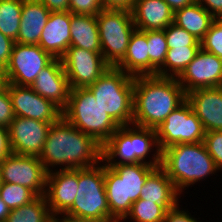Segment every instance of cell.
Wrapping results in <instances>:
<instances>
[{
    "label": "cell",
    "instance_id": "3957f363",
    "mask_svg": "<svg viewBox=\"0 0 222 222\" xmlns=\"http://www.w3.org/2000/svg\"><path fill=\"white\" fill-rule=\"evenodd\" d=\"M152 150H156L152 154V160H145L153 152ZM103 163L105 165L144 163L160 167L161 150L158 145L156 129L139 127L133 124L132 126L119 127L103 144Z\"/></svg>",
    "mask_w": 222,
    "mask_h": 222
},
{
    "label": "cell",
    "instance_id": "6da1fadb",
    "mask_svg": "<svg viewBox=\"0 0 222 222\" xmlns=\"http://www.w3.org/2000/svg\"><path fill=\"white\" fill-rule=\"evenodd\" d=\"M102 148L94 137L61 116L50 126L39 158L47 172L59 165L63 170L87 168L102 162Z\"/></svg>",
    "mask_w": 222,
    "mask_h": 222
},
{
    "label": "cell",
    "instance_id": "60d3db41",
    "mask_svg": "<svg viewBox=\"0 0 222 222\" xmlns=\"http://www.w3.org/2000/svg\"><path fill=\"white\" fill-rule=\"evenodd\" d=\"M104 9L128 10L131 11L135 0H100Z\"/></svg>",
    "mask_w": 222,
    "mask_h": 222
},
{
    "label": "cell",
    "instance_id": "d590c367",
    "mask_svg": "<svg viewBox=\"0 0 222 222\" xmlns=\"http://www.w3.org/2000/svg\"><path fill=\"white\" fill-rule=\"evenodd\" d=\"M15 115L12 100L7 89V83L0 84V125L9 127Z\"/></svg>",
    "mask_w": 222,
    "mask_h": 222
},
{
    "label": "cell",
    "instance_id": "5b68a950",
    "mask_svg": "<svg viewBox=\"0 0 222 222\" xmlns=\"http://www.w3.org/2000/svg\"><path fill=\"white\" fill-rule=\"evenodd\" d=\"M177 191L200 182L218 171L204 142L174 144L161 151V166Z\"/></svg>",
    "mask_w": 222,
    "mask_h": 222
},
{
    "label": "cell",
    "instance_id": "f1b7e54d",
    "mask_svg": "<svg viewBox=\"0 0 222 222\" xmlns=\"http://www.w3.org/2000/svg\"><path fill=\"white\" fill-rule=\"evenodd\" d=\"M23 0H0V32L17 40Z\"/></svg>",
    "mask_w": 222,
    "mask_h": 222
},
{
    "label": "cell",
    "instance_id": "7dc6e473",
    "mask_svg": "<svg viewBox=\"0 0 222 222\" xmlns=\"http://www.w3.org/2000/svg\"><path fill=\"white\" fill-rule=\"evenodd\" d=\"M4 83L3 70L0 68V84Z\"/></svg>",
    "mask_w": 222,
    "mask_h": 222
},
{
    "label": "cell",
    "instance_id": "603a6c76",
    "mask_svg": "<svg viewBox=\"0 0 222 222\" xmlns=\"http://www.w3.org/2000/svg\"><path fill=\"white\" fill-rule=\"evenodd\" d=\"M180 193L166 172L157 167L142 187L140 198L156 203L166 213L179 204Z\"/></svg>",
    "mask_w": 222,
    "mask_h": 222
},
{
    "label": "cell",
    "instance_id": "bcb514c9",
    "mask_svg": "<svg viewBox=\"0 0 222 222\" xmlns=\"http://www.w3.org/2000/svg\"><path fill=\"white\" fill-rule=\"evenodd\" d=\"M9 214H10V209L5 204V202L0 198V222H5Z\"/></svg>",
    "mask_w": 222,
    "mask_h": 222
},
{
    "label": "cell",
    "instance_id": "836d02e7",
    "mask_svg": "<svg viewBox=\"0 0 222 222\" xmlns=\"http://www.w3.org/2000/svg\"><path fill=\"white\" fill-rule=\"evenodd\" d=\"M200 42L204 51L222 59V25L216 19Z\"/></svg>",
    "mask_w": 222,
    "mask_h": 222
},
{
    "label": "cell",
    "instance_id": "f546056e",
    "mask_svg": "<svg viewBox=\"0 0 222 222\" xmlns=\"http://www.w3.org/2000/svg\"><path fill=\"white\" fill-rule=\"evenodd\" d=\"M37 197L38 196L27 187L5 182H1L0 184V198L10 210L31 203Z\"/></svg>",
    "mask_w": 222,
    "mask_h": 222
},
{
    "label": "cell",
    "instance_id": "ac0fdd59",
    "mask_svg": "<svg viewBox=\"0 0 222 222\" xmlns=\"http://www.w3.org/2000/svg\"><path fill=\"white\" fill-rule=\"evenodd\" d=\"M30 87L63 111L68 103L70 86L62 60L55 58L43 68Z\"/></svg>",
    "mask_w": 222,
    "mask_h": 222
},
{
    "label": "cell",
    "instance_id": "cb8c5ba5",
    "mask_svg": "<svg viewBox=\"0 0 222 222\" xmlns=\"http://www.w3.org/2000/svg\"><path fill=\"white\" fill-rule=\"evenodd\" d=\"M50 11L39 0H23L16 43L38 45Z\"/></svg>",
    "mask_w": 222,
    "mask_h": 222
},
{
    "label": "cell",
    "instance_id": "30bf717a",
    "mask_svg": "<svg viewBox=\"0 0 222 222\" xmlns=\"http://www.w3.org/2000/svg\"><path fill=\"white\" fill-rule=\"evenodd\" d=\"M205 129L189 102L185 100L156 129L160 150L174 144L204 142Z\"/></svg>",
    "mask_w": 222,
    "mask_h": 222
},
{
    "label": "cell",
    "instance_id": "c3c4849f",
    "mask_svg": "<svg viewBox=\"0 0 222 222\" xmlns=\"http://www.w3.org/2000/svg\"><path fill=\"white\" fill-rule=\"evenodd\" d=\"M48 222H60L55 216H52V218Z\"/></svg>",
    "mask_w": 222,
    "mask_h": 222
},
{
    "label": "cell",
    "instance_id": "1f68e13d",
    "mask_svg": "<svg viewBox=\"0 0 222 222\" xmlns=\"http://www.w3.org/2000/svg\"><path fill=\"white\" fill-rule=\"evenodd\" d=\"M147 43L149 60L159 69L164 64L168 51L164 30L147 31Z\"/></svg>",
    "mask_w": 222,
    "mask_h": 222
},
{
    "label": "cell",
    "instance_id": "b9f144b4",
    "mask_svg": "<svg viewBox=\"0 0 222 222\" xmlns=\"http://www.w3.org/2000/svg\"><path fill=\"white\" fill-rule=\"evenodd\" d=\"M215 19L222 14V0H196Z\"/></svg>",
    "mask_w": 222,
    "mask_h": 222
},
{
    "label": "cell",
    "instance_id": "9a60e30c",
    "mask_svg": "<svg viewBox=\"0 0 222 222\" xmlns=\"http://www.w3.org/2000/svg\"><path fill=\"white\" fill-rule=\"evenodd\" d=\"M15 116L54 123L62 111L51 101L37 94L30 86L7 83Z\"/></svg>",
    "mask_w": 222,
    "mask_h": 222
},
{
    "label": "cell",
    "instance_id": "8fae6325",
    "mask_svg": "<svg viewBox=\"0 0 222 222\" xmlns=\"http://www.w3.org/2000/svg\"><path fill=\"white\" fill-rule=\"evenodd\" d=\"M55 58L39 45L14 43L10 61L3 71L4 82L31 86L40 71Z\"/></svg>",
    "mask_w": 222,
    "mask_h": 222
},
{
    "label": "cell",
    "instance_id": "e575fe53",
    "mask_svg": "<svg viewBox=\"0 0 222 222\" xmlns=\"http://www.w3.org/2000/svg\"><path fill=\"white\" fill-rule=\"evenodd\" d=\"M204 144L218 170H222V131L205 133Z\"/></svg>",
    "mask_w": 222,
    "mask_h": 222
},
{
    "label": "cell",
    "instance_id": "277c9868",
    "mask_svg": "<svg viewBox=\"0 0 222 222\" xmlns=\"http://www.w3.org/2000/svg\"><path fill=\"white\" fill-rule=\"evenodd\" d=\"M156 168L144 163H104V184L110 208V222H120L126 217L132 204L140 198L146 178Z\"/></svg>",
    "mask_w": 222,
    "mask_h": 222
},
{
    "label": "cell",
    "instance_id": "d4e9b609",
    "mask_svg": "<svg viewBox=\"0 0 222 222\" xmlns=\"http://www.w3.org/2000/svg\"><path fill=\"white\" fill-rule=\"evenodd\" d=\"M70 35V46L101 52L96 16L71 13Z\"/></svg>",
    "mask_w": 222,
    "mask_h": 222
},
{
    "label": "cell",
    "instance_id": "d6a6232c",
    "mask_svg": "<svg viewBox=\"0 0 222 222\" xmlns=\"http://www.w3.org/2000/svg\"><path fill=\"white\" fill-rule=\"evenodd\" d=\"M164 32L168 49L185 46L201 47V42L199 39L174 23L168 25L164 29Z\"/></svg>",
    "mask_w": 222,
    "mask_h": 222
},
{
    "label": "cell",
    "instance_id": "7a4b0ae2",
    "mask_svg": "<svg viewBox=\"0 0 222 222\" xmlns=\"http://www.w3.org/2000/svg\"><path fill=\"white\" fill-rule=\"evenodd\" d=\"M185 100L186 93L177 78L135 76L132 124L157 129Z\"/></svg>",
    "mask_w": 222,
    "mask_h": 222
},
{
    "label": "cell",
    "instance_id": "4fadbf2b",
    "mask_svg": "<svg viewBox=\"0 0 222 222\" xmlns=\"http://www.w3.org/2000/svg\"><path fill=\"white\" fill-rule=\"evenodd\" d=\"M48 172L37 156L12 153L0 162L1 182L27 187L37 196H43Z\"/></svg>",
    "mask_w": 222,
    "mask_h": 222
},
{
    "label": "cell",
    "instance_id": "8992f818",
    "mask_svg": "<svg viewBox=\"0 0 222 222\" xmlns=\"http://www.w3.org/2000/svg\"><path fill=\"white\" fill-rule=\"evenodd\" d=\"M96 102L120 127L132 125L134 77L117 67H110L87 87Z\"/></svg>",
    "mask_w": 222,
    "mask_h": 222
},
{
    "label": "cell",
    "instance_id": "74e56055",
    "mask_svg": "<svg viewBox=\"0 0 222 222\" xmlns=\"http://www.w3.org/2000/svg\"><path fill=\"white\" fill-rule=\"evenodd\" d=\"M14 43L15 41L0 32V68L3 71L10 61Z\"/></svg>",
    "mask_w": 222,
    "mask_h": 222
},
{
    "label": "cell",
    "instance_id": "4316f807",
    "mask_svg": "<svg viewBox=\"0 0 222 222\" xmlns=\"http://www.w3.org/2000/svg\"><path fill=\"white\" fill-rule=\"evenodd\" d=\"M200 48L185 46L168 49L164 64L158 69V76L178 78L195 58Z\"/></svg>",
    "mask_w": 222,
    "mask_h": 222
},
{
    "label": "cell",
    "instance_id": "d6986e66",
    "mask_svg": "<svg viewBox=\"0 0 222 222\" xmlns=\"http://www.w3.org/2000/svg\"><path fill=\"white\" fill-rule=\"evenodd\" d=\"M186 100L206 132L222 131V87L194 89Z\"/></svg>",
    "mask_w": 222,
    "mask_h": 222
},
{
    "label": "cell",
    "instance_id": "52a82bcc",
    "mask_svg": "<svg viewBox=\"0 0 222 222\" xmlns=\"http://www.w3.org/2000/svg\"><path fill=\"white\" fill-rule=\"evenodd\" d=\"M62 116L74 127L104 144L120 127L96 102L88 88L70 89Z\"/></svg>",
    "mask_w": 222,
    "mask_h": 222
},
{
    "label": "cell",
    "instance_id": "5bb4252c",
    "mask_svg": "<svg viewBox=\"0 0 222 222\" xmlns=\"http://www.w3.org/2000/svg\"><path fill=\"white\" fill-rule=\"evenodd\" d=\"M177 80L186 94L199 88L222 87V59L200 48Z\"/></svg>",
    "mask_w": 222,
    "mask_h": 222
},
{
    "label": "cell",
    "instance_id": "8d00e7d4",
    "mask_svg": "<svg viewBox=\"0 0 222 222\" xmlns=\"http://www.w3.org/2000/svg\"><path fill=\"white\" fill-rule=\"evenodd\" d=\"M69 5L73 14L96 16L104 9L100 0H70Z\"/></svg>",
    "mask_w": 222,
    "mask_h": 222
},
{
    "label": "cell",
    "instance_id": "83f0119b",
    "mask_svg": "<svg viewBox=\"0 0 222 222\" xmlns=\"http://www.w3.org/2000/svg\"><path fill=\"white\" fill-rule=\"evenodd\" d=\"M52 216L43 195L38 196L31 203L11 209L5 222H48Z\"/></svg>",
    "mask_w": 222,
    "mask_h": 222
},
{
    "label": "cell",
    "instance_id": "ab89813d",
    "mask_svg": "<svg viewBox=\"0 0 222 222\" xmlns=\"http://www.w3.org/2000/svg\"><path fill=\"white\" fill-rule=\"evenodd\" d=\"M12 153L9 129L0 125V162L4 161Z\"/></svg>",
    "mask_w": 222,
    "mask_h": 222
},
{
    "label": "cell",
    "instance_id": "ffe728a7",
    "mask_svg": "<svg viewBox=\"0 0 222 222\" xmlns=\"http://www.w3.org/2000/svg\"><path fill=\"white\" fill-rule=\"evenodd\" d=\"M71 12H51L39 39V46L54 58H62L70 47Z\"/></svg>",
    "mask_w": 222,
    "mask_h": 222
},
{
    "label": "cell",
    "instance_id": "4dcf8cb0",
    "mask_svg": "<svg viewBox=\"0 0 222 222\" xmlns=\"http://www.w3.org/2000/svg\"><path fill=\"white\" fill-rule=\"evenodd\" d=\"M166 212L156 203L139 198L135 201L130 212L122 220L133 219V222H164Z\"/></svg>",
    "mask_w": 222,
    "mask_h": 222
},
{
    "label": "cell",
    "instance_id": "f6af8a7d",
    "mask_svg": "<svg viewBox=\"0 0 222 222\" xmlns=\"http://www.w3.org/2000/svg\"><path fill=\"white\" fill-rule=\"evenodd\" d=\"M171 9L175 12L176 10L182 9L185 6L193 4L196 0H164Z\"/></svg>",
    "mask_w": 222,
    "mask_h": 222
},
{
    "label": "cell",
    "instance_id": "7c38bea8",
    "mask_svg": "<svg viewBox=\"0 0 222 222\" xmlns=\"http://www.w3.org/2000/svg\"><path fill=\"white\" fill-rule=\"evenodd\" d=\"M70 89L87 88L111 66L102 52L70 46L61 58Z\"/></svg>",
    "mask_w": 222,
    "mask_h": 222
},
{
    "label": "cell",
    "instance_id": "681fc988",
    "mask_svg": "<svg viewBox=\"0 0 222 222\" xmlns=\"http://www.w3.org/2000/svg\"><path fill=\"white\" fill-rule=\"evenodd\" d=\"M216 20L222 25V14H220Z\"/></svg>",
    "mask_w": 222,
    "mask_h": 222
},
{
    "label": "cell",
    "instance_id": "7bdbcfd3",
    "mask_svg": "<svg viewBox=\"0 0 222 222\" xmlns=\"http://www.w3.org/2000/svg\"><path fill=\"white\" fill-rule=\"evenodd\" d=\"M50 12L70 11V0H39Z\"/></svg>",
    "mask_w": 222,
    "mask_h": 222
},
{
    "label": "cell",
    "instance_id": "7402d4cb",
    "mask_svg": "<svg viewBox=\"0 0 222 222\" xmlns=\"http://www.w3.org/2000/svg\"><path fill=\"white\" fill-rule=\"evenodd\" d=\"M147 44V31L135 29L131 34L124 58L115 67L133 77L158 76V69L149 60Z\"/></svg>",
    "mask_w": 222,
    "mask_h": 222
},
{
    "label": "cell",
    "instance_id": "44dd1931",
    "mask_svg": "<svg viewBox=\"0 0 222 222\" xmlns=\"http://www.w3.org/2000/svg\"><path fill=\"white\" fill-rule=\"evenodd\" d=\"M131 13L135 28L141 31L164 30L174 19V11L164 0H135Z\"/></svg>",
    "mask_w": 222,
    "mask_h": 222
},
{
    "label": "cell",
    "instance_id": "e0dca14e",
    "mask_svg": "<svg viewBox=\"0 0 222 222\" xmlns=\"http://www.w3.org/2000/svg\"><path fill=\"white\" fill-rule=\"evenodd\" d=\"M78 186V169L48 172L44 197L53 216L66 212L73 205Z\"/></svg>",
    "mask_w": 222,
    "mask_h": 222
},
{
    "label": "cell",
    "instance_id": "484cf974",
    "mask_svg": "<svg viewBox=\"0 0 222 222\" xmlns=\"http://www.w3.org/2000/svg\"><path fill=\"white\" fill-rule=\"evenodd\" d=\"M214 20L215 18L195 1L189 6L176 10L173 23L201 41Z\"/></svg>",
    "mask_w": 222,
    "mask_h": 222
},
{
    "label": "cell",
    "instance_id": "9c48e42d",
    "mask_svg": "<svg viewBox=\"0 0 222 222\" xmlns=\"http://www.w3.org/2000/svg\"><path fill=\"white\" fill-rule=\"evenodd\" d=\"M101 52L115 67L125 56L131 34L136 29L131 11L103 9L96 15Z\"/></svg>",
    "mask_w": 222,
    "mask_h": 222
},
{
    "label": "cell",
    "instance_id": "ee69618b",
    "mask_svg": "<svg viewBox=\"0 0 222 222\" xmlns=\"http://www.w3.org/2000/svg\"><path fill=\"white\" fill-rule=\"evenodd\" d=\"M61 218H60V216ZM63 215V216H62ZM55 217L60 221V222H100L95 219H90V218H82L78 216H74L71 214H68L66 212L56 214ZM60 218V219H59Z\"/></svg>",
    "mask_w": 222,
    "mask_h": 222
},
{
    "label": "cell",
    "instance_id": "2e32d148",
    "mask_svg": "<svg viewBox=\"0 0 222 222\" xmlns=\"http://www.w3.org/2000/svg\"><path fill=\"white\" fill-rule=\"evenodd\" d=\"M52 124L15 116L9 125L12 152L17 155L39 157Z\"/></svg>",
    "mask_w": 222,
    "mask_h": 222
},
{
    "label": "cell",
    "instance_id": "f35d334b",
    "mask_svg": "<svg viewBox=\"0 0 222 222\" xmlns=\"http://www.w3.org/2000/svg\"><path fill=\"white\" fill-rule=\"evenodd\" d=\"M178 204L165 214L164 222H199L196 218H193L189 211L180 210ZM190 214V215H189Z\"/></svg>",
    "mask_w": 222,
    "mask_h": 222
},
{
    "label": "cell",
    "instance_id": "ba28073f",
    "mask_svg": "<svg viewBox=\"0 0 222 222\" xmlns=\"http://www.w3.org/2000/svg\"><path fill=\"white\" fill-rule=\"evenodd\" d=\"M101 165V166H100ZM78 191L66 213L110 222V208L104 184V164L78 169Z\"/></svg>",
    "mask_w": 222,
    "mask_h": 222
}]
</instances>
